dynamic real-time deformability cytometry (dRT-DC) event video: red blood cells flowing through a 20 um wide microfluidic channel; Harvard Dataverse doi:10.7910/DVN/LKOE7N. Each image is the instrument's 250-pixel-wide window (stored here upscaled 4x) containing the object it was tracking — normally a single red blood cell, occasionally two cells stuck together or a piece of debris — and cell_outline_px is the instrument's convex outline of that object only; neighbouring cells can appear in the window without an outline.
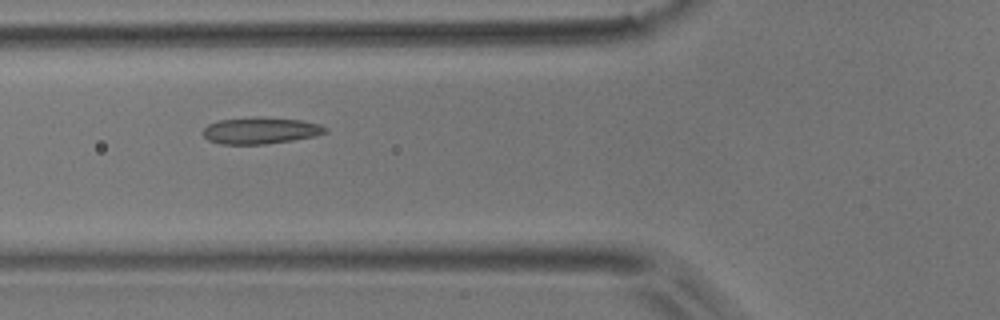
{"species": "common noctule bat (a hibernating species)", "species_latin": "Nyctalus noctula", "temperature_condition": "room temperature", "stored_images_in_passage": 10, "camera_frame_rate_fps": 3000, "um_per_image_px": 0.085, "animal": {"sex": "male", "body_mass_g": 17.9}, "frame": {"image": 1, "passage_image": 5, "time_ms": 1.333, "image_size_px": [1000, 320], "cell_outline_px": [[328, 132], [316, 136], [292, 140], [264, 144], [220, 144], [208, 140], [204, 136], [204, 128], [208, 124], [220, 120], [260, 116], [300, 120], [320, 124], [328, 128]], "centroid_in_image_um": [22.17, 11.09], "position_along_channel_um": 103.6, "area_um2": 19.02}}
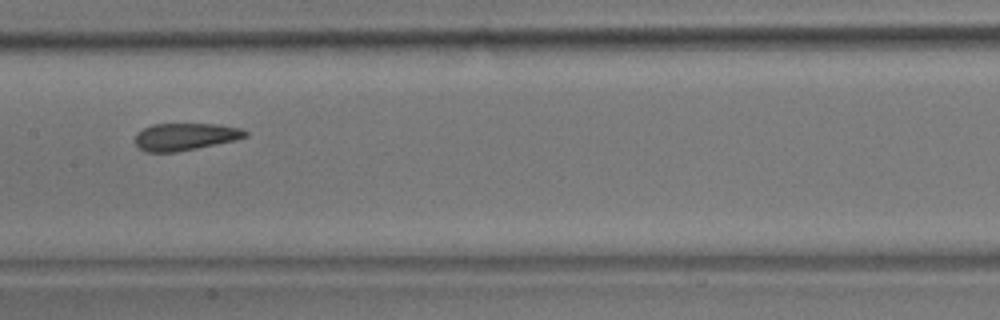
{"frame": {"image": 2, "passage_image": 7, "time_ms": 2.0, "image_size_px": [1000, 320], "cell_outline_px": [[248, 136], [236, 140], [176, 152], [148, 152], [140, 148], [136, 144], [136, 132], [152, 124], [216, 124], [240, 128], [248, 132]], "centroid_in_image_um": [15.75, 11.61], "position_along_channel_um": 191.7, "area_um2": 17.4}}
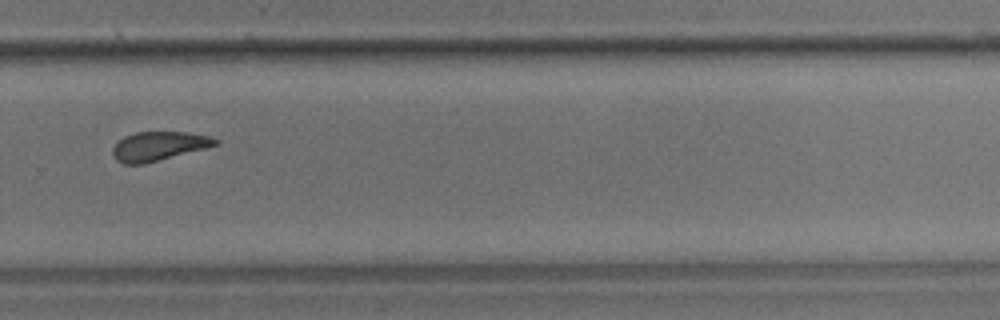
{"frame": {"image": 3, "passage_image": 10, "time_ms": 3.0, "image_size_px": [1000, 320], "cell_outline_px": [[220, 144], [208, 148], [144, 164], [124, 164], [116, 160], [112, 152], [112, 148], [124, 136], [136, 132], [188, 132], [208, 136], [220, 140]], "centroid_in_image_um": [13.53, 12.42], "position_along_channel_um": 316.3, "area_um2": 17.51}}